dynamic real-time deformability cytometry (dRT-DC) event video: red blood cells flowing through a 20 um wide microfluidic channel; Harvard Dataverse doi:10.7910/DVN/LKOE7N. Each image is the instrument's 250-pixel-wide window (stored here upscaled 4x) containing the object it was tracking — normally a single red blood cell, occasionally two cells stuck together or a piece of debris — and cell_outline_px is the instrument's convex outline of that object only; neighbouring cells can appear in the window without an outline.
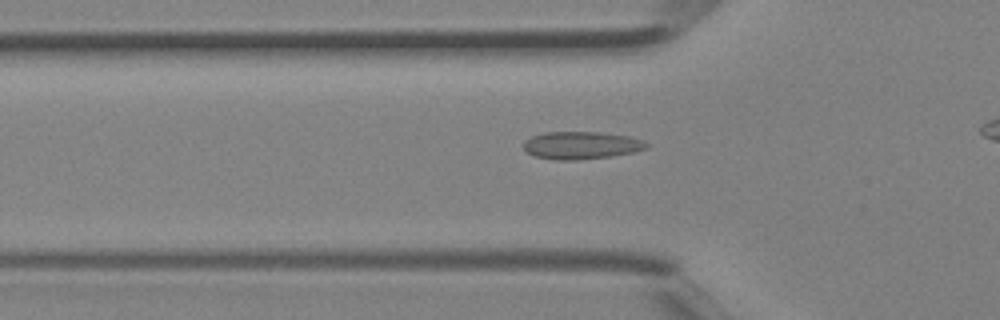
{"species": "Egyptian fruit bat (a non-hibernating species)", "species_latin": "Rousettus aegyptiacus", "temperature_condition": "room temperature", "stored_images_in_passage": 31, "camera_frame_rate_fps": 3000, "um_per_image_px": 0.085, "animal": {"sex": "female"}, "frame": {"image": 1, "passage_image": 9, "time_ms": 2.667, "image_size_px": [1000, 320], "cell_outline_px": [[648, 148], [632, 152], [608, 156], [580, 160], [552, 160], [536, 156], [524, 152], [524, 140], [532, 136], [544, 132], [600, 132], [628, 136], [644, 140], [648, 144]], "centroid_in_image_um": [49.37, 12.35], "position_along_channel_um": 76.4, "area_um2": 19.83}}
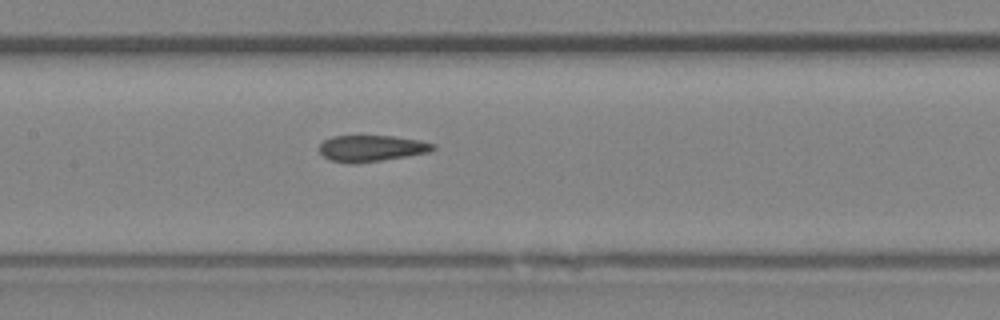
{"frame": {"image": 2, "passage_image": 15, "time_ms": 4.667, "image_size_px": [1000, 320], "cell_outline_px": [[436, 148], [428, 152], [380, 160], [352, 164], [332, 160], [324, 156], [320, 152], [320, 144], [324, 140], [332, 136], [392, 136], [420, 140], [436, 144]], "centroid_in_image_um": [31.58, 12.59], "position_along_channel_um": 175.8, "area_um2": 17.17}}
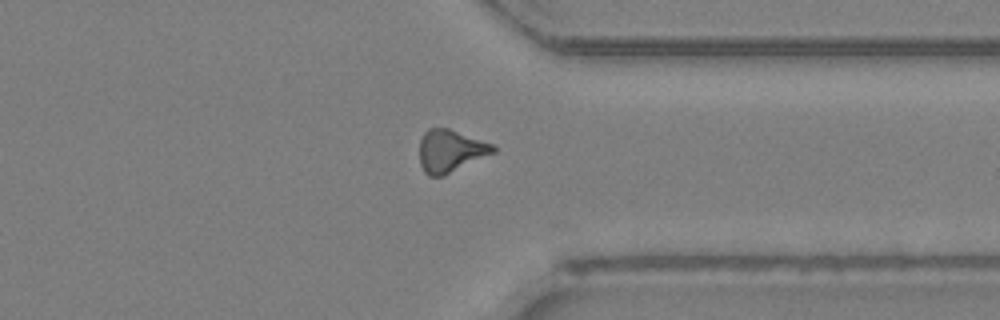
{"frame": {"image": 3, "passage_image": 27, "time_ms": 8.667, "image_size_px": [1000, 320], "cell_outline_px": [[496, 152], [444, 176], [428, 176], [424, 172], [420, 164], [420, 140], [424, 132], [428, 128], [448, 128], [492, 144], [496, 148]], "centroid_in_image_um": [38.27, 12.84], "position_along_channel_um": 373.1, "area_um2": 18.21}}